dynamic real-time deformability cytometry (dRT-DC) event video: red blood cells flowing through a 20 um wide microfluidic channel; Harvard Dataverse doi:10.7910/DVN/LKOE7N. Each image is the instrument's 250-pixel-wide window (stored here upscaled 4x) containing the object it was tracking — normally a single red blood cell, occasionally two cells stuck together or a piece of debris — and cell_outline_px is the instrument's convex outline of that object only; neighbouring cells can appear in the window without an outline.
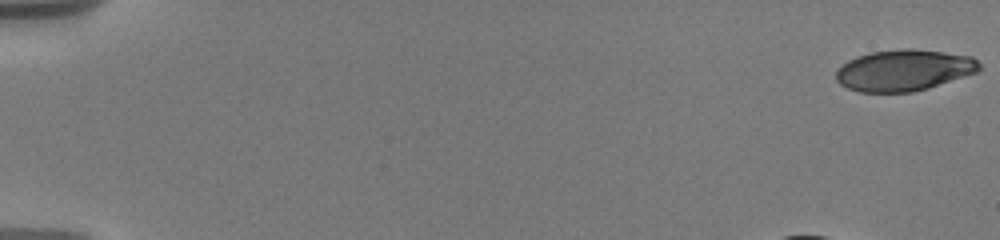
{"species": "human", "species_latin": "Homo sapiens", "temperature_condition": "warm", "stored_images_in_passage": 20, "camera_frame_rate_fps": 3000, "um_per_image_px": 0.085, "donor": {"sex": "male"}, "frame": {"image": 1, "passage_image": 1, "time_ms": 0.0, "image_size_px": [1000, 240], "cell_outline_px": [[980, 68], [976, 72], [928, 88], [912, 92], [860, 92], [848, 88], [840, 84], [836, 80], [836, 72], [848, 60], [856, 56], [872, 52], [900, 48], [912, 48], [972, 56], [980, 64]], "centroid_in_image_um": [76.82, 5.96], "position_along_channel_um": 8.2, "area_um2": 34.28}}